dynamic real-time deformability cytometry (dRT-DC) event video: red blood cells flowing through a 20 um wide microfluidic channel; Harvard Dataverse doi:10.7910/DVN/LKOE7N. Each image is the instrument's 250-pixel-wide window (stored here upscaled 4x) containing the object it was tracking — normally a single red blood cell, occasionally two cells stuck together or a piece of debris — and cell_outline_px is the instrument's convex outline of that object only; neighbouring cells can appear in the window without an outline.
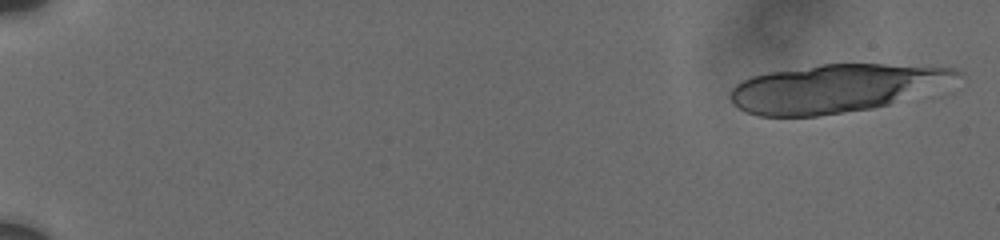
{"species": "human", "species_latin": "Homo sapiens", "temperature_condition": "cold", "stored_images_in_passage": 17, "camera_frame_rate_fps": 3000, "um_per_image_px": 0.085, "donor": {"sex": "male"}, "frame": {"image": 1, "passage_image": 1, "time_ms": 0.0, "image_size_px": [1000, 240], "cell_outline_px": [[964, 72], [888, 104], [872, 108], [816, 116], [760, 116], [744, 112], [732, 104], [732, 88], [736, 84], [752, 76], [768, 72], [820, 64], [884, 64], [952, 68]], "centroid_in_image_um": [70.79, 7.5], "position_along_channel_um": 14.2, "area_um2": 61.44}}